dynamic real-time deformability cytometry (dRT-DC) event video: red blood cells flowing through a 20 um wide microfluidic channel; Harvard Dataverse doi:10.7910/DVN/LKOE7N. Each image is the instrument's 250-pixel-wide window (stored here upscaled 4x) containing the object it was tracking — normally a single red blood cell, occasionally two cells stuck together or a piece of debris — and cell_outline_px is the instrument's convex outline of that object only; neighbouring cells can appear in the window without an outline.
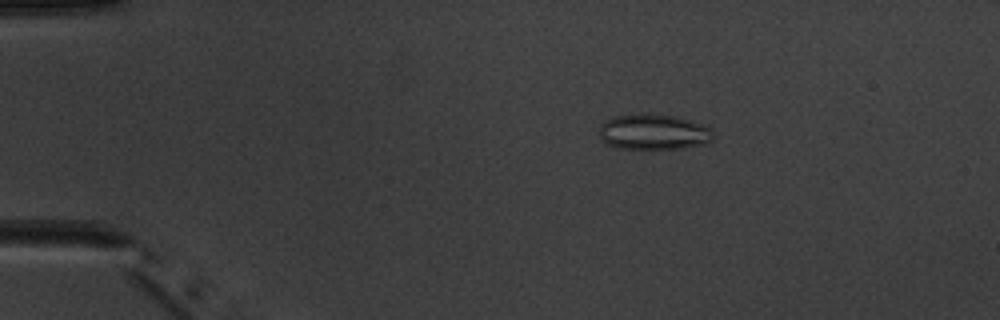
{"species": "common noctule bat (a hibernating species)", "species_latin": "Nyctalus noctula", "temperature_condition": "warm", "stored_images_in_passage": 4, "camera_frame_rate_fps": 3000, "um_per_image_px": 0.085, "animal": {"sex": "male", "body_mass_g": 20.1, "forearm_length_mm": 53.5}, "frame": {"image": 1, "passage_image": 3, "time_ms": 2.333, "image_size_px": [1000, 320], "cell_outline_px": [[712, 140], [704, 144], [684, 148], [620, 148], [608, 144], [600, 136], [600, 124], [604, 120], [612, 116], [648, 112], [676, 116], [704, 124], [712, 128]], "centroid_in_image_um": [55.57, 11.18], "position_along_channel_um": 29.4, "area_um2": 23.87}}